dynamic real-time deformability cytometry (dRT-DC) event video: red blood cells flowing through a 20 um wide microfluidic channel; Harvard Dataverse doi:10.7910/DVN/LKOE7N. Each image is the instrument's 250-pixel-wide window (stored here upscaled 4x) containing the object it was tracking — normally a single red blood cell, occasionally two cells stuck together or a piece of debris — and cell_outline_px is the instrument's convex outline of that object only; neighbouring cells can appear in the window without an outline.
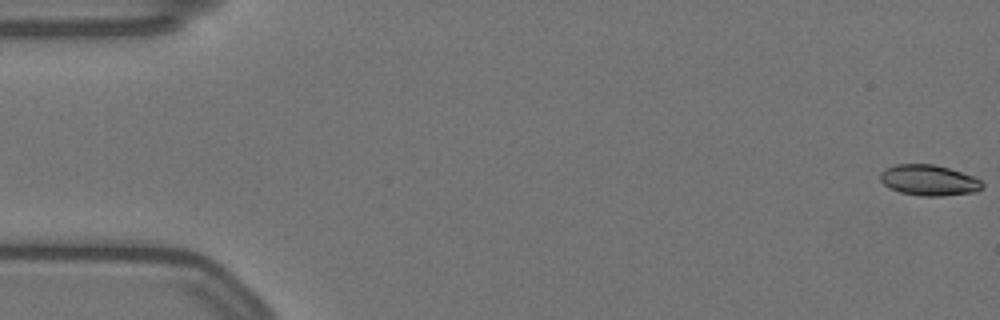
{"species": "Egyptian fruit bat (a non-hibernating species)", "species_latin": "Rousettus aegyptiacus", "temperature_condition": "warm", "stored_images_in_passage": 58, "camera_frame_rate_fps": 3000, "um_per_image_px": 0.085, "animal": {"sex": "female"}, "frame": {"image": 1, "passage_image": 1, "time_ms": 0.0, "image_size_px": [1000, 320], "cell_outline_px": [[984, 188], [976, 192], [944, 196], [920, 196], [900, 192], [888, 188], [880, 180], [880, 172], [884, 168], [896, 164], [936, 164], [972, 176], [980, 180], [984, 184]], "centroid_in_image_um": [78.94, 15.32], "position_along_channel_um": 6.1, "area_um2": 18.5}}
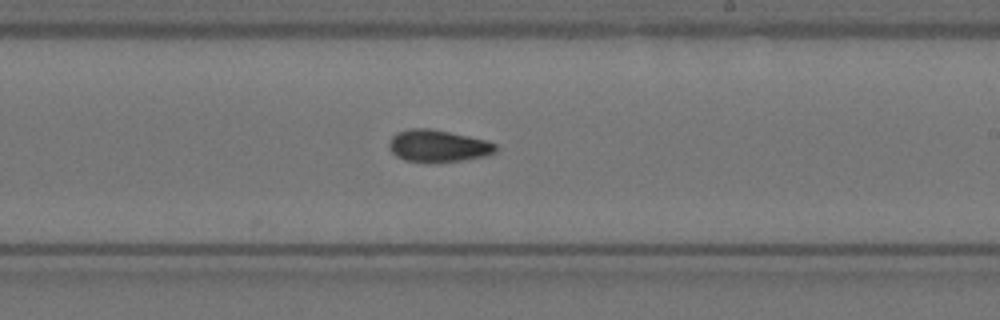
{"frame": {"image": 2, "passage_image": 34, "time_ms": 11.0, "image_size_px": [1000, 320], "cell_outline_px": [[496, 152], [488, 156], [460, 160], [428, 164], [404, 160], [396, 156], [392, 152], [388, 144], [392, 136], [396, 132], [412, 128], [428, 128], [468, 136], [484, 140], [496, 144]], "centroid_in_image_um": [37.2, 12.43], "position_along_channel_um": 251.8, "area_um2": 20.11}}
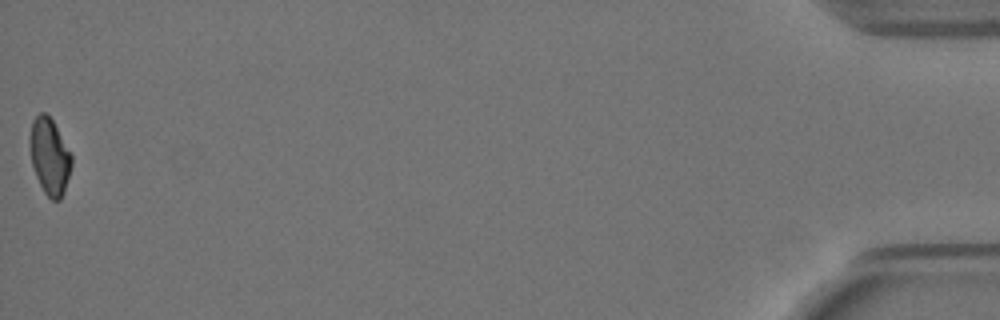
{"frame": {"image": 3, "passage_image": 58, "time_ms": 19.0, "image_size_px": [1000, 320], "cell_outline_px": [[72, 164], [64, 192], [60, 200], [52, 200], [44, 192], [36, 176], [32, 164], [28, 144], [28, 140], [32, 120], [40, 112], [44, 112], [52, 120], [72, 156]], "centroid_in_image_um": [4.19, 13.29], "position_along_channel_um": 431.0, "area_um2": 18.5}, "authors_computed_cell_mechanics": {"area_um2": 19.3052, "velocity_mm_per_s": 3.5181, "shape_relaxation_time_tau1_ms": null, "shape_relaxation_time_tau2_ms": 4.8691, "deformation_change_tau1": null, "deformation_change_tau2": 0.0894}}